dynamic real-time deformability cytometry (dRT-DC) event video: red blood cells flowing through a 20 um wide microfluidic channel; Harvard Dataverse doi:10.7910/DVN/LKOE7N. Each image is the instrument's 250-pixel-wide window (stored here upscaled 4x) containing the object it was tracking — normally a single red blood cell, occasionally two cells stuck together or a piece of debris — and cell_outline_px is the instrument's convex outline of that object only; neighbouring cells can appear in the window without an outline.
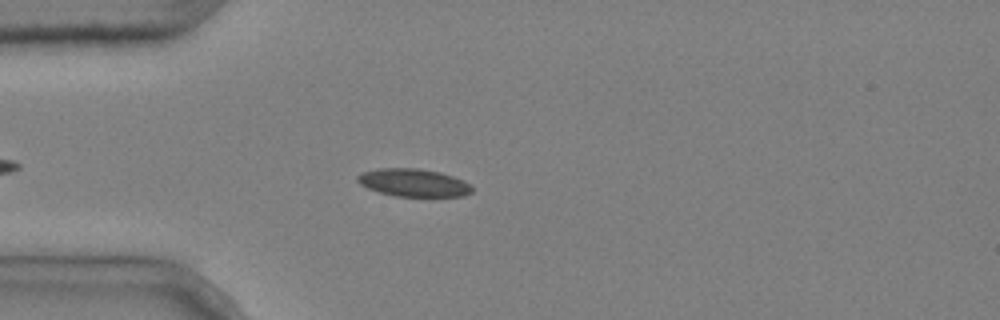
{"species": "common noctule bat (a hibernating species)", "species_latin": "Nyctalus noctula", "temperature_condition": "cold", "stored_images_in_passage": 4, "camera_frame_rate_fps": 3000, "um_per_image_px": 0.085, "animal": {"sex": "male", "body_mass_g": 20.4}, "frame": {"image": 1, "passage_image": 4, "time_ms": 1.0, "image_size_px": [1000, 320], "cell_outline_px": [[472, 192], [464, 196], [396, 196], [380, 192], [368, 188], [360, 184], [356, 180], [356, 176], [360, 172], [376, 168], [416, 168], [440, 172], [464, 180], [472, 188]], "centroid_in_image_um": [35.11, 15.52], "position_along_channel_um": 49.9, "area_um2": 18.55}}